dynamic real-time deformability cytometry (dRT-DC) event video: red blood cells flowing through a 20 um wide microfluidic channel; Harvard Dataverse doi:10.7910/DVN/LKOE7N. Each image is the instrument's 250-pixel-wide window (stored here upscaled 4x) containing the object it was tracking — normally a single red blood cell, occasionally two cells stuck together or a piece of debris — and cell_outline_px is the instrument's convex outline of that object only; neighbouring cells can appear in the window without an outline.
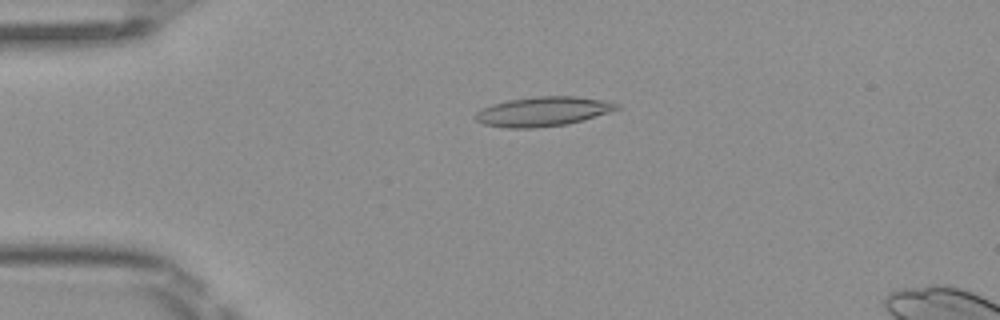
{"species": "Egyptian fruit bat (a non-hibernating species)", "species_latin": "Rousettus aegyptiacus", "temperature_condition": "room temperature", "stored_images_in_passage": 5, "camera_frame_rate_fps": 3000, "um_per_image_px": 0.085, "frame": {"image": 1, "passage_image": 3, "time_ms": 0.667, "image_size_px": [1000, 320], "cell_outline_px": [[620, 108], [608, 112], [568, 124], [532, 128], [504, 128], [484, 124], [476, 120], [472, 116], [476, 112], [492, 104], [508, 100], [536, 96], [572, 96], [600, 100], [620, 104]], "centroid_in_image_um": [46.09, 9.48], "position_along_channel_um": 38.9, "area_um2": 24.04}}